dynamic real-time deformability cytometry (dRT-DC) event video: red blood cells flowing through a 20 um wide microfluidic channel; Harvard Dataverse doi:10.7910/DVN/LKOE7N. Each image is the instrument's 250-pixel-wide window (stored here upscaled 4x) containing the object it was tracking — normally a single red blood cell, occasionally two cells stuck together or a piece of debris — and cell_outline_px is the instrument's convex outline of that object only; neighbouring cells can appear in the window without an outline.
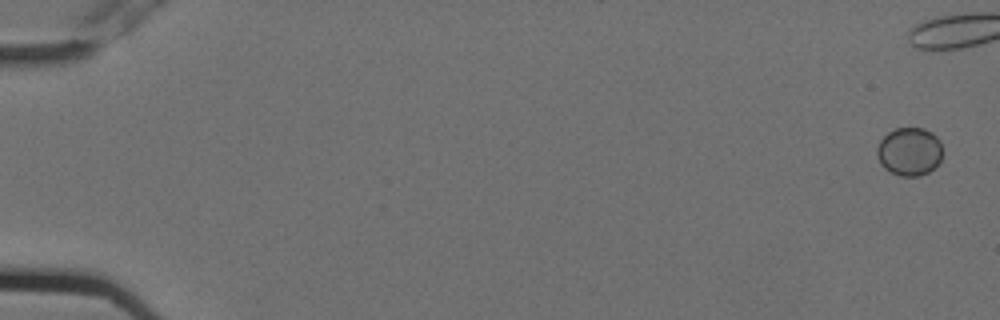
{"species": "Egyptian fruit bat (a non-hibernating species)", "species_latin": "Rousettus aegyptiacus", "temperature_condition": "cold", "stored_images_in_passage": 12, "segment_of_instrument_passage": [1, 2], "camera_frame_rate_fps": 3000, "um_per_image_px": 0.085, "animal": {"sex": "female"}, "frame": {"image": 1, "passage_image": 1, "time_ms": 0.0, "image_size_px": [1000, 320], "cell_outline_px": [[940, 160], [928, 172], [920, 176], [900, 176], [888, 172], [880, 164], [876, 156], [876, 148], [880, 140], [888, 132], [896, 128], [924, 128], [932, 132], [940, 140]], "centroid_in_image_um": [77.25, 12.88], "position_along_channel_um": 7.8, "area_um2": 18.5}}
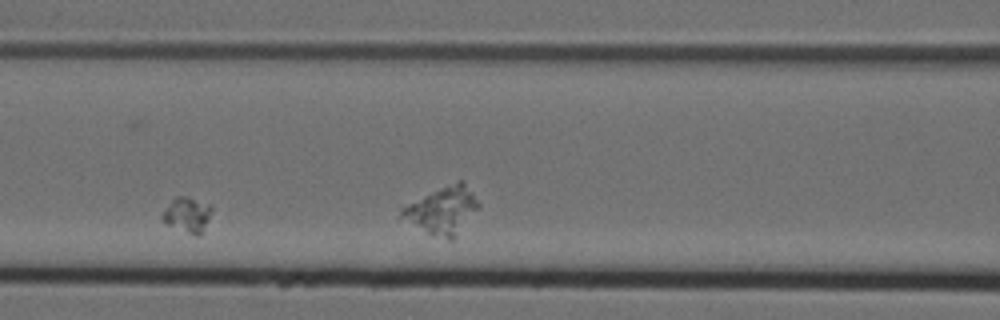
{"frame": {"image": 2, "passage_image": 6, "time_ms": 1.667, "image_size_px": [1000, 320], "cell_outline_px": [[212, 208], [204, 232], [200, 236], [196, 236], [164, 224], [160, 220], [160, 216], [172, 200], [176, 196], [188, 196], [212, 204]], "centroid_in_image_um": [15.92, 18.27], "position_along_channel_um": 150.7, "area_um2": 10.46}}
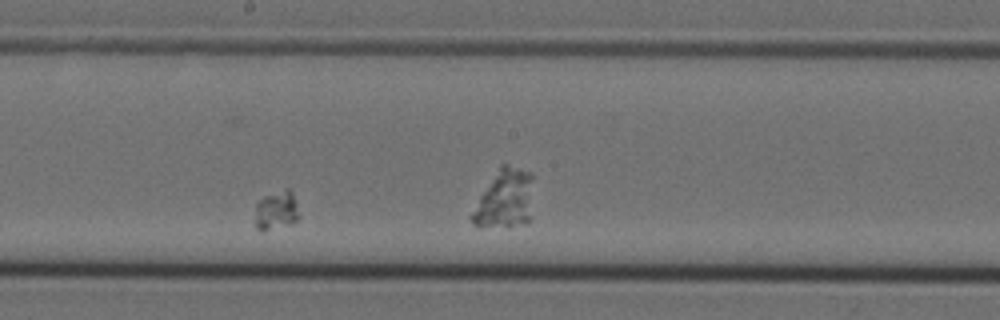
{"frame": {"image": 3, "passage_image": 8, "time_ms": 2.333, "image_size_px": [1000, 320], "cell_outline_px": [[300, 216], [292, 224], [264, 232], [260, 232], [256, 228], [256, 204], [264, 196], [288, 188], [292, 188]], "centroid_in_image_um": [23.51, 17.91], "position_along_channel_um": 224.7, "area_um2": 10.23}}